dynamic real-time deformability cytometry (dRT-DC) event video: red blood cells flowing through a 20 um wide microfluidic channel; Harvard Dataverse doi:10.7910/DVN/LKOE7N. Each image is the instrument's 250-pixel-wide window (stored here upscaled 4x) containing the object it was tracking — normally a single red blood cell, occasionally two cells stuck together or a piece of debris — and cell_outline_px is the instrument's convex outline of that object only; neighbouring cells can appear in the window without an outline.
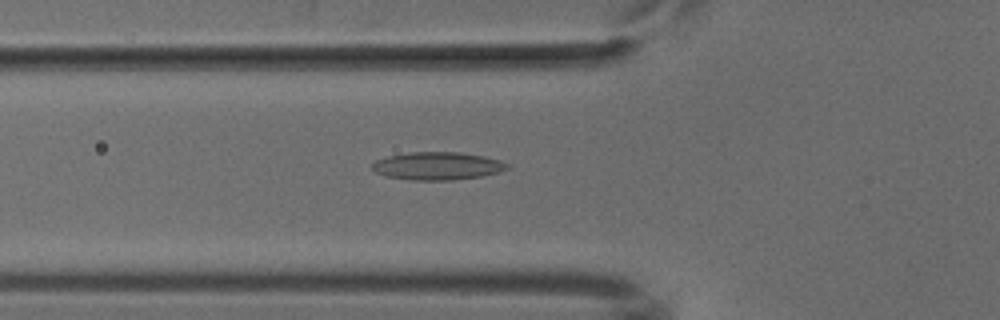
{"species": "common noctule bat (a hibernating species)", "species_latin": "Nyctalus noctula", "temperature_condition": "cold", "stored_images_in_passage": 37, "camera_frame_rate_fps": 3000, "um_per_image_px": 0.085, "animal": {"sex": "male", "body_mass_g": 18.8}, "frame": {"image": 1, "passage_image": 4, "time_ms": 1.0, "image_size_px": [1000, 320], "cell_outline_px": [[508, 168], [496, 172], [480, 176], [452, 180], [408, 180], [384, 176], [376, 172], [372, 168], [372, 164], [376, 160], [388, 156], [408, 152], [460, 152], [484, 156], [500, 160], [508, 164]], "centroid_in_image_um": [37.14, 14.1], "position_along_channel_um": 88.7, "area_um2": 21.85}}
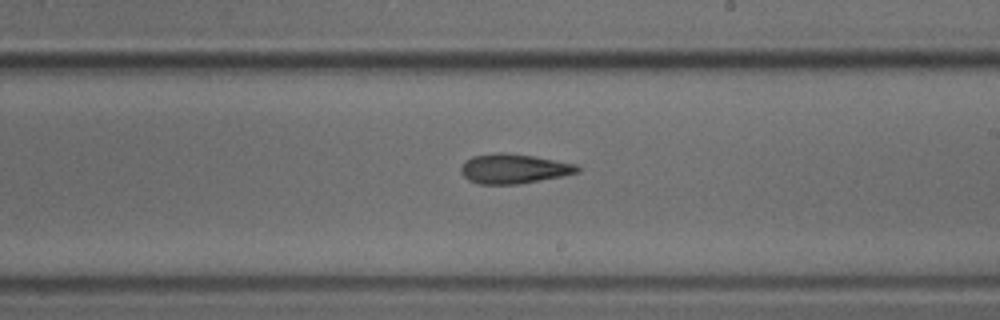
{"frame": {"image": 2, "passage_image": 16, "time_ms": 5.0, "image_size_px": [1000, 320], "cell_outline_px": [[580, 172], [564, 176], [520, 184], [480, 184], [468, 180], [460, 172], [460, 168], [464, 160], [472, 156], [496, 152], [504, 152], [536, 156], [576, 164], [580, 168]], "centroid_in_image_um": [43.67, 14.33], "position_along_channel_um": 245.3, "area_um2": 20.46}}
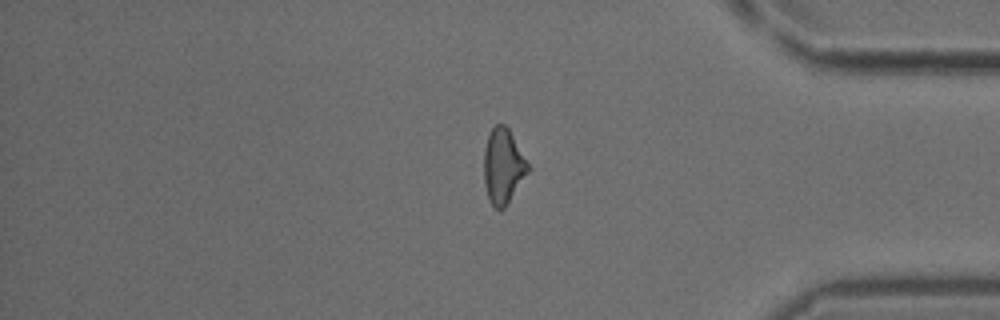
{"frame": {"image": 3, "passage_image": 29, "time_ms": 9.333, "image_size_px": [1000, 320], "cell_outline_px": [[532, 168], [504, 208], [496, 208], [488, 200], [484, 184], [484, 148], [488, 132], [496, 124], [504, 124], [508, 128]], "centroid_in_image_um": [42.77, 14.11], "position_along_channel_um": 392.4, "area_um2": 19.48}}